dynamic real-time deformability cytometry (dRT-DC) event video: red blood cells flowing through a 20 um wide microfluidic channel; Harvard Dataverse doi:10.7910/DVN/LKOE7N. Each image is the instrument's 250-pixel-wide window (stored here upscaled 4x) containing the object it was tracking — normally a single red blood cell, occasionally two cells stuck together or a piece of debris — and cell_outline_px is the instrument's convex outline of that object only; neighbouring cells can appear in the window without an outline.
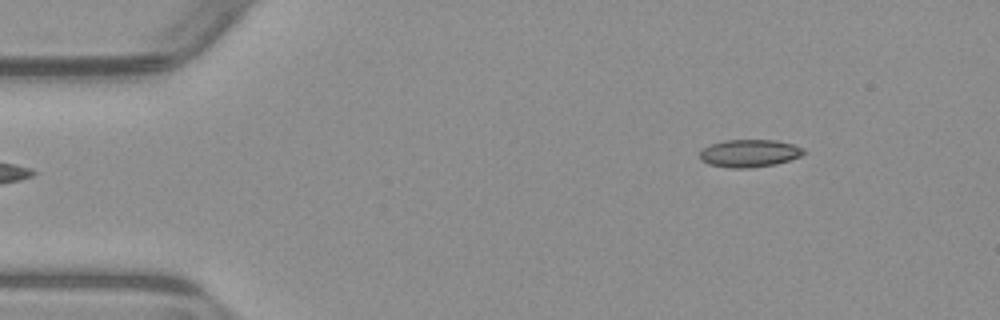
{"species": "common noctule bat (a hibernating species)", "species_latin": "Nyctalus noctula", "temperature_condition": "warm", "stored_images_in_passage": 47, "camera_frame_rate_fps": 3000, "um_per_image_px": 0.085, "animal": {"sex": "male", "body_mass_g": 23.1, "forearm_length_mm": 52.7}, "frame": {"image": 1, "passage_image": 1, "time_ms": 0.0, "image_size_px": [1000, 320], "cell_outline_px": [[808, 152], [800, 156], [776, 164], [748, 168], [732, 168], [708, 164], [700, 160], [700, 152], [704, 148], [712, 144], [724, 140], [776, 140], [792, 144], [804, 148]], "centroid_in_image_um": [63.72, 13.03], "position_along_channel_um": 21.3, "area_um2": 16.7}}
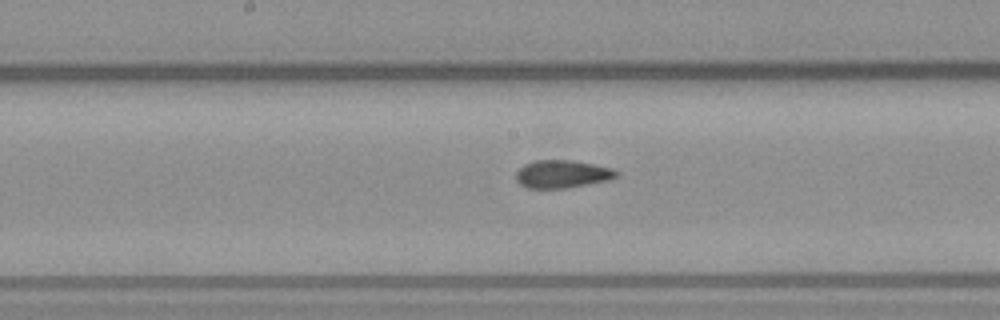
{"frame": {"image": 2, "passage_image": 21, "time_ms": 6.667, "image_size_px": [1000, 320], "cell_outline_px": [[620, 172], [616, 176], [608, 180], [568, 188], [528, 188], [520, 184], [516, 180], [516, 172], [524, 164], [532, 160], [572, 160], [612, 168]], "centroid_in_image_um": [47.76, 14.79], "position_along_channel_um": 200.4, "area_um2": 16.3}}
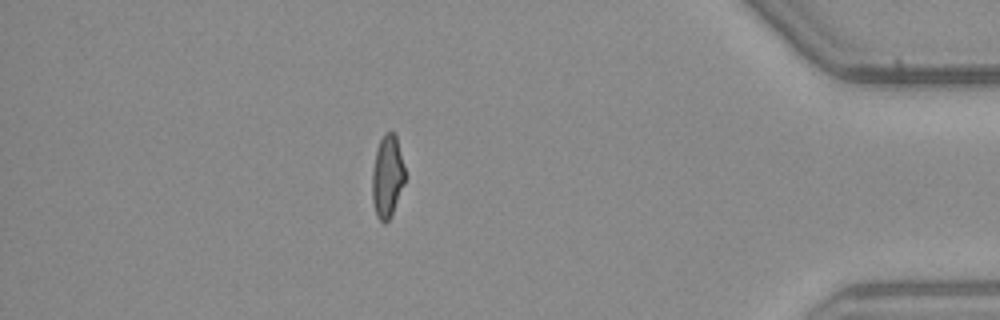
{"frame": {"image": 3, "passage_image": 40, "time_ms": 13.0, "image_size_px": [1000, 320], "cell_outline_px": [[404, 184], [392, 212], [388, 220], [384, 224], [376, 216], [372, 200], [372, 168], [376, 148], [384, 132], [392, 132], [396, 136], [404, 164]], "centroid_in_image_um": [32.9, 14.97], "position_along_channel_um": 402.3, "area_um2": 15.72}, "authors_computed_cell_mechanics": {"area_um2": 16.4152, "velocity_mm_per_s": 3.9187, "shape_relaxation_time_tau1_ms": 6.8104, "shape_relaxation_time_tau2_ms": 1.9059, "deformation_change_tau1": 0.1891, "deformation_change_tau2": 0.0754}}